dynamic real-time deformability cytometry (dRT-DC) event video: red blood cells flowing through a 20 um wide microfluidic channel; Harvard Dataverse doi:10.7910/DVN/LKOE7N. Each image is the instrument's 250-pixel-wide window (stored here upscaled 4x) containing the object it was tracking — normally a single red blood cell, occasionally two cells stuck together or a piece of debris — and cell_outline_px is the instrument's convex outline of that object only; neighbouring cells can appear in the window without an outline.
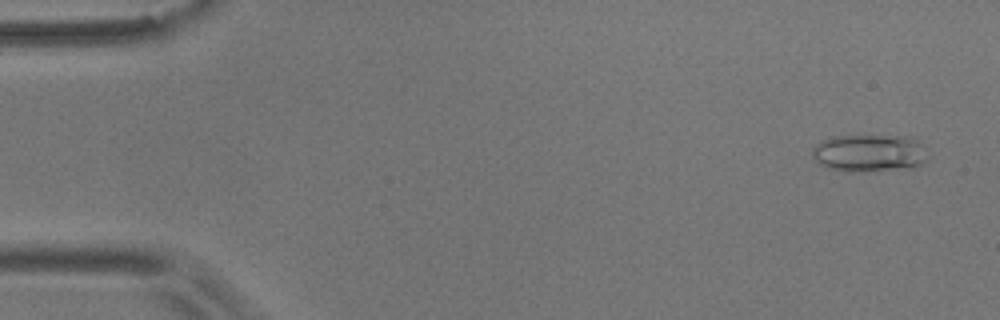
{"species": "common noctule bat (a hibernating species)", "species_latin": "Nyctalus noctula", "temperature_condition": "room temperature", "stored_images_in_passage": 13, "camera_frame_rate_fps": 3000, "um_per_image_px": 0.085, "animal": {"sex": "male", "body_mass_g": 17.9}, "frame": {"image": 1, "passage_image": 3, "time_ms": 0.667, "image_size_px": [1000, 320], "cell_outline_px": [[928, 160], [916, 168], [860, 172], [848, 172], [828, 168], [820, 164], [812, 156], [812, 148], [816, 144], [824, 140], [836, 136], [908, 136], [916, 140]], "centroid_in_image_um": [73.87, 13.04], "position_along_channel_um": 11.1, "area_um2": 25.2}}